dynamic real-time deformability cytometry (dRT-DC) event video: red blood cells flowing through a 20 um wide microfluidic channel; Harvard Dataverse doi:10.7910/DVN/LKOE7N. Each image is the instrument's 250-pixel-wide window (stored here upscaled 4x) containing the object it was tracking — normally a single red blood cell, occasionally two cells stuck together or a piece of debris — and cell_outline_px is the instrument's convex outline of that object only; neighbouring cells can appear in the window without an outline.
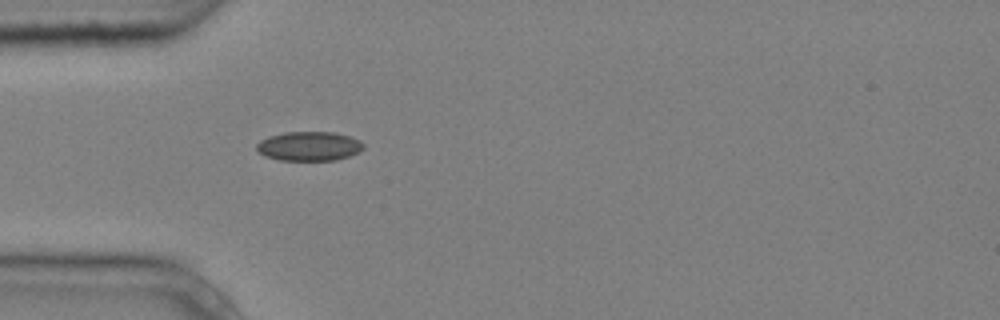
{"species": "common noctule bat (a hibernating species)", "species_latin": "Nyctalus noctula", "temperature_condition": "cold", "stored_images_in_passage": 1, "camera_frame_rate_fps": 3000, "um_per_image_px": 0.085, "animal": {"sex": "male", "body_mass_g": 20.4}, "frame": {"image": 1, "passage_image": 1, "time_ms": 0.0, "image_size_px": [1000, 320], "cell_outline_px": [[364, 148], [348, 156], [336, 160], [280, 160], [264, 156], [256, 148], [256, 144], [260, 140], [268, 136], [284, 132], [332, 132], [348, 136], [360, 140], [364, 144]], "centroid_in_image_um": [26.24, 12.42], "position_along_channel_um": 58.8, "area_um2": 18.15}}